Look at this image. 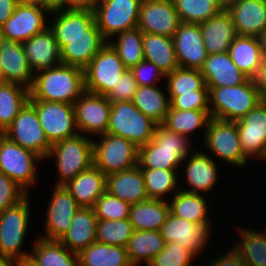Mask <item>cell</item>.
I'll use <instances>...</instances> for the list:
<instances>
[{
  "label": "cell",
  "instance_id": "cell-1",
  "mask_svg": "<svg viewBox=\"0 0 266 266\" xmlns=\"http://www.w3.org/2000/svg\"><path fill=\"white\" fill-rule=\"evenodd\" d=\"M85 92L84 70L71 65L58 66L38 71L34 75L29 100L48 102H74Z\"/></svg>",
  "mask_w": 266,
  "mask_h": 266
},
{
  "label": "cell",
  "instance_id": "cell-2",
  "mask_svg": "<svg viewBox=\"0 0 266 266\" xmlns=\"http://www.w3.org/2000/svg\"><path fill=\"white\" fill-rule=\"evenodd\" d=\"M187 137L157 125L153 139L138 148V166L141 169H177L188 157Z\"/></svg>",
  "mask_w": 266,
  "mask_h": 266
},
{
  "label": "cell",
  "instance_id": "cell-3",
  "mask_svg": "<svg viewBox=\"0 0 266 266\" xmlns=\"http://www.w3.org/2000/svg\"><path fill=\"white\" fill-rule=\"evenodd\" d=\"M210 116L212 118L233 121L247 115L258 103L260 95L255 79L249 78L237 86L208 87Z\"/></svg>",
  "mask_w": 266,
  "mask_h": 266
},
{
  "label": "cell",
  "instance_id": "cell-4",
  "mask_svg": "<svg viewBox=\"0 0 266 266\" xmlns=\"http://www.w3.org/2000/svg\"><path fill=\"white\" fill-rule=\"evenodd\" d=\"M157 125L132 101L111 102L106 133L121 136L140 148L153 139Z\"/></svg>",
  "mask_w": 266,
  "mask_h": 266
},
{
  "label": "cell",
  "instance_id": "cell-5",
  "mask_svg": "<svg viewBox=\"0 0 266 266\" xmlns=\"http://www.w3.org/2000/svg\"><path fill=\"white\" fill-rule=\"evenodd\" d=\"M92 140L78 133L52 144L47 159L55 156L61 178L55 186H64L77 174L93 165Z\"/></svg>",
  "mask_w": 266,
  "mask_h": 266
},
{
  "label": "cell",
  "instance_id": "cell-6",
  "mask_svg": "<svg viewBox=\"0 0 266 266\" xmlns=\"http://www.w3.org/2000/svg\"><path fill=\"white\" fill-rule=\"evenodd\" d=\"M100 142H93V165L104 175L128 170L138 165V147L114 134H101Z\"/></svg>",
  "mask_w": 266,
  "mask_h": 266
},
{
  "label": "cell",
  "instance_id": "cell-7",
  "mask_svg": "<svg viewBox=\"0 0 266 266\" xmlns=\"http://www.w3.org/2000/svg\"><path fill=\"white\" fill-rule=\"evenodd\" d=\"M142 0H97L94 7L95 23L104 39L138 26Z\"/></svg>",
  "mask_w": 266,
  "mask_h": 266
},
{
  "label": "cell",
  "instance_id": "cell-8",
  "mask_svg": "<svg viewBox=\"0 0 266 266\" xmlns=\"http://www.w3.org/2000/svg\"><path fill=\"white\" fill-rule=\"evenodd\" d=\"M127 68L107 42L84 69L85 91L107 95Z\"/></svg>",
  "mask_w": 266,
  "mask_h": 266
},
{
  "label": "cell",
  "instance_id": "cell-9",
  "mask_svg": "<svg viewBox=\"0 0 266 266\" xmlns=\"http://www.w3.org/2000/svg\"><path fill=\"white\" fill-rule=\"evenodd\" d=\"M42 158L0 134V171L20 186L28 195V189L35 183V163ZM37 161V162H35Z\"/></svg>",
  "mask_w": 266,
  "mask_h": 266
},
{
  "label": "cell",
  "instance_id": "cell-10",
  "mask_svg": "<svg viewBox=\"0 0 266 266\" xmlns=\"http://www.w3.org/2000/svg\"><path fill=\"white\" fill-rule=\"evenodd\" d=\"M28 201L27 195L17 205L0 211V256L21 260L30 255L20 251L29 225Z\"/></svg>",
  "mask_w": 266,
  "mask_h": 266
},
{
  "label": "cell",
  "instance_id": "cell-11",
  "mask_svg": "<svg viewBox=\"0 0 266 266\" xmlns=\"http://www.w3.org/2000/svg\"><path fill=\"white\" fill-rule=\"evenodd\" d=\"M204 131L205 145L216 157L237 167L247 163L236 122L211 117Z\"/></svg>",
  "mask_w": 266,
  "mask_h": 266
},
{
  "label": "cell",
  "instance_id": "cell-12",
  "mask_svg": "<svg viewBox=\"0 0 266 266\" xmlns=\"http://www.w3.org/2000/svg\"><path fill=\"white\" fill-rule=\"evenodd\" d=\"M2 134L42 159L47 158L52 146L39 123L35 108L29 102Z\"/></svg>",
  "mask_w": 266,
  "mask_h": 266
},
{
  "label": "cell",
  "instance_id": "cell-13",
  "mask_svg": "<svg viewBox=\"0 0 266 266\" xmlns=\"http://www.w3.org/2000/svg\"><path fill=\"white\" fill-rule=\"evenodd\" d=\"M29 103L35 108L39 123L51 144L78 134L72 104L44 100H29Z\"/></svg>",
  "mask_w": 266,
  "mask_h": 266
},
{
  "label": "cell",
  "instance_id": "cell-14",
  "mask_svg": "<svg viewBox=\"0 0 266 266\" xmlns=\"http://www.w3.org/2000/svg\"><path fill=\"white\" fill-rule=\"evenodd\" d=\"M73 107L78 133L79 131L93 135L106 133L111 111V101L106 95L85 91L74 102Z\"/></svg>",
  "mask_w": 266,
  "mask_h": 266
},
{
  "label": "cell",
  "instance_id": "cell-15",
  "mask_svg": "<svg viewBox=\"0 0 266 266\" xmlns=\"http://www.w3.org/2000/svg\"><path fill=\"white\" fill-rule=\"evenodd\" d=\"M180 19L172 0H142L138 28L142 32L173 37Z\"/></svg>",
  "mask_w": 266,
  "mask_h": 266
},
{
  "label": "cell",
  "instance_id": "cell-16",
  "mask_svg": "<svg viewBox=\"0 0 266 266\" xmlns=\"http://www.w3.org/2000/svg\"><path fill=\"white\" fill-rule=\"evenodd\" d=\"M243 153L247 158L266 159V102L260 101L236 121Z\"/></svg>",
  "mask_w": 266,
  "mask_h": 266
},
{
  "label": "cell",
  "instance_id": "cell-17",
  "mask_svg": "<svg viewBox=\"0 0 266 266\" xmlns=\"http://www.w3.org/2000/svg\"><path fill=\"white\" fill-rule=\"evenodd\" d=\"M210 225L195 224L194 222L169 214L161 226L160 233L166 243L176 242L194 256L206 246Z\"/></svg>",
  "mask_w": 266,
  "mask_h": 266
},
{
  "label": "cell",
  "instance_id": "cell-18",
  "mask_svg": "<svg viewBox=\"0 0 266 266\" xmlns=\"http://www.w3.org/2000/svg\"><path fill=\"white\" fill-rule=\"evenodd\" d=\"M174 48L179 66L201 70L207 59L199 24L180 23L173 35Z\"/></svg>",
  "mask_w": 266,
  "mask_h": 266
},
{
  "label": "cell",
  "instance_id": "cell-19",
  "mask_svg": "<svg viewBox=\"0 0 266 266\" xmlns=\"http://www.w3.org/2000/svg\"><path fill=\"white\" fill-rule=\"evenodd\" d=\"M55 39L61 49L62 64L83 70L107 43L95 22L89 27V37Z\"/></svg>",
  "mask_w": 266,
  "mask_h": 266
},
{
  "label": "cell",
  "instance_id": "cell-20",
  "mask_svg": "<svg viewBox=\"0 0 266 266\" xmlns=\"http://www.w3.org/2000/svg\"><path fill=\"white\" fill-rule=\"evenodd\" d=\"M46 13L50 14L42 7L18 3L12 16L2 26L5 38L22 43L43 32L47 28Z\"/></svg>",
  "mask_w": 266,
  "mask_h": 266
},
{
  "label": "cell",
  "instance_id": "cell-21",
  "mask_svg": "<svg viewBox=\"0 0 266 266\" xmlns=\"http://www.w3.org/2000/svg\"><path fill=\"white\" fill-rule=\"evenodd\" d=\"M47 208L43 238L59 240L68 230L80 206L64 186H55Z\"/></svg>",
  "mask_w": 266,
  "mask_h": 266
},
{
  "label": "cell",
  "instance_id": "cell-22",
  "mask_svg": "<svg viewBox=\"0 0 266 266\" xmlns=\"http://www.w3.org/2000/svg\"><path fill=\"white\" fill-rule=\"evenodd\" d=\"M21 44L27 57V63L34 75L38 71L62 63L61 49L49 26L43 32L35 34Z\"/></svg>",
  "mask_w": 266,
  "mask_h": 266
},
{
  "label": "cell",
  "instance_id": "cell-23",
  "mask_svg": "<svg viewBox=\"0 0 266 266\" xmlns=\"http://www.w3.org/2000/svg\"><path fill=\"white\" fill-rule=\"evenodd\" d=\"M226 10L238 36L258 37L266 31V0H237Z\"/></svg>",
  "mask_w": 266,
  "mask_h": 266
},
{
  "label": "cell",
  "instance_id": "cell-24",
  "mask_svg": "<svg viewBox=\"0 0 266 266\" xmlns=\"http://www.w3.org/2000/svg\"><path fill=\"white\" fill-rule=\"evenodd\" d=\"M0 70L4 82L17 83L28 89L33 85L34 75L20 42L5 39L1 44Z\"/></svg>",
  "mask_w": 266,
  "mask_h": 266
},
{
  "label": "cell",
  "instance_id": "cell-25",
  "mask_svg": "<svg viewBox=\"0 0 266 266\" xmlns=\"http://www.w3.org/2000/svg\"><path fill=\"white\" fill-rule=\"evenodd\" d=\"M207 54L228 52L238 36L230 13L223 9L216 16L199 24Z\"/></svg>",
  "mask_w": 266,
  "mask_h": 266
},
{
  "label": "cell",
  "instance_id": "cell-26",
  "mask_svg": "<svg viewBox=\"0 0 266 266\" xmlns=\"http://www.w3.org/2000/svg\"><path fill=\"white\" fill-rule=\"evenodd\" d=\"M106 191L130 205L149 199L144 176L138 165L128 170L108 174Z\"/></svg>",
  "mask_w": 266,
  "mask_h": 266
},
{
  "label": "cell",
  "instance_id": "cell-27",
  "mask_svg": "<svg viewBox=\"0 0 266 266\" xmlns=\"http://www.w3.org/2000/svg\"><path fill=\"white\" fill-rule=\"evenodd\" d=\"M201 74L207 87L237 86L249 79L233 63L229 52L208 55Z\"/></svg>",
  "mask_w": 266,
  "mask_h": 266
},
{
  "label": "cell",
  "instance_id": "cell-28",
  "mask_svg": "<svg viewBox=\"0 0 266 266\" xmlns=\"http://www.w3.org/2000/svg\"><path fill=\"white\" fill-rule=\"evenodd\" d=\"M97 217L93 208L80 207L71 220L68 230L59 241L70 251L79 253L97 241Z\"/></svg>",
  "mask_w": 266,
  "mask_h": 266
},
{
  "label": "cell",
  "instance_id": "cell-29",
  "mask_svg": "<svg viewBox=\"0 0 266 266\" xmlns=\"http://www.w3.org/2000/svg\"><path fill=\"white\" fill-rule=\"evenodd\" d=\"M64 187L80 207L93 208L97 199L106 191V175L92 165L77 174Z\"/></svg>",
  "mask_w": 266,
  "mask_h": 266
},
{
  "label": "cell",
  "instance_id": "cell-30",
  "mask_svg": "<svg viewBox=\"0 0 266 266\" xmlns=\"http://www.w3.org/2000/svg\"><path fill=\"white\" fill-rule=\"evenodd\" d=\"M170 214L168 201L158 199H147L131 205L129 221L134 230L160 231Z\"/></svg>",
  "mask_w": 266,
  "mask_h": 266
},
{
  "label": "cell",
  "instance_id": "cell-31",
  "mask_svg": "<svg viewBox=\"0 0 266 266\" xmlns=\"http://www.w3.org/2000/svg\"><path fill=\"white\" fill-rule=\"evenodd\" d=\"M144 59L155 64L166 75L180 67L173 37L143 32Z\"/></svg>",
  "mask_w": 266,
  "mask_h": 266
},
{
  "label": "cell",
  "instance_id": "cell-32",
  "mask_svg": "<svg viewBox=\"0 0 266 266\" xmlns=\"http://www.w3.org/2000/svg\"><path fill=\"white\" fill-rule=\"evenodd\" d=\"M51 14L56 15L49 27L55 38L89 37V27L95 22L92 10H61Z\"/></svg>",
  "mask_w": 266,
  "mask_h": 266
},
{
  "label": "cell",
  "instance_id": "cell-33",
  "mask_svg": "<svg viewBox=\"0 0 266 266\" xmlns=\"http://www.w3.org/2000/svg\"><path fill=\"white\" fill-rule=\"evenodd\" d=\"M233 63L249 78L255 79L263 64L256 36H237L229 48Z\"/></svg>",
  "mask_w": 266,
  "mask_h": 266
},
{
  "label": "cell",
  "instance_id": "cell-34",
  "mask_svg": "<svg viewBox=\"0 0 266 266\" xmlns=\"http://www.w3.org/2000/svg\"><path fill=\"white\" fill-rule=\"evenodd\" d=\"M186 170V181L192 186L188 190H183L190 193L208 192L216 184L217 169L215 160L213 161L206 153L195 151L188 157ZM190 189V190H189ZM200 191V192H199ZM202 191V192H201Z\"/></svg>",
  "mask_w": 266,
  "mask_h": 266
},
{
  "label": "cell",
  "instance_id": "cell-35",
  "mask_svg": "<svg viewBox=\"0 0 266 266\" xmlns=\"http://www.w3.org/2000/svg\"><path fill=\"white\" fill-rule=\"evenodd\" d=\"M166 242L160 231L134 230L126 246L129 261L136 266L141 261L148 265L151 260L163 251Z\"/></svg>",
  "mask_w": 266,
  "mask_h": 266
},
{
  "label": "cell",
  "instance_id": "cell-36",
  "mask_svg": "<svg viewBox=\"0 0 266 266\" xmlns=\"http://www.w3.org/2000/svg\"><path fill=\"white\" fill-rule=\"evenodd\" d=\"M79 266H132L126 247L94 242L78 254Z\"/></svg>",
  "mask_w": 266,
  "mask_h": 266
},
{
  "label": "cell",
  "instance_id": "cell-37",
  "mask_svg": "<svg viewBox=\"0 0 266 266\" xmlns=\"http://www.w3.org/2000/svg\"><path fill=\"white\" fill-rule=\"evenodd\" d=\"M38 238L30 257L40 266H79L78 255L59 240Z\"/></svg>",
  "mask_w": 266,
  "mask_h": 266
},
{
  "label": "cell",
  "instance_id": "cell-38",
  "mask_svg": "<svg viewBox=\"0 0 266 266\" xmlns=\"http://www.w3.org/2000/svg\"><path fill=\"white\" fill-rule=\"evenodd\" d=\"M30 89L17 84H0V133L2 134L29 102Z\"/></svg>",
  "mask_w": 266,
  "mask_h": 266
},
{
  "label": "cell",
  "instance_id": "cell-39",
  "mask_svg": "<svg viewBox=\"0 0 266 266\" xmlns=\"http://www.w3.org/2000/svg\"><path fill=\"white\" fill-rule=\"evenodd\" d=\"M156 86H138L133 96V104L158 125L164 123L170 108V100Z\"/></svg>",
  "mask_w": 266,
  "mask_h": 266
},
{
  "label": "cell",
  "instance_id": "cell-40",
  "mask_svg": "<svg viewBox=\"0 0 266 266\" xmlns=\"http://www.w3.org/2000/svg\"><path fill=\"white\" fill-rule=\"evenodd\" d=\"M170 213L176 217L194 222L195 224L209 225L206 209V199L197 193L178 190L171 198Z\"/></svg>",
  "mask_w": 266,
  "mask_h": 266
},
{
  "label": "cell",
  "instance_id": "cell-41",
  "mask_svg": "<svg viewBox=\"0 0 266 266\" xmlns=\"http://www.w3.org/2000/svg\"><path fill=\"white\" fill-rule=\"evenodd\" d=\"M210 118V110H179L170 107L162 125L169 131L188 137L189 133H194L198 128H206Z\"/></svg>",
  "mask_w": 266,
  "mask_h": 266
},
{
  "label": "cell",
  "instance_id": "cell-42",
  "mask_svg": "<svg viewBox=\"0 0 266 266\" xmlns=\"http://www.w3.org/2000/svg\"><path fill=\"white\" fill-rule=\"evenodd\" d=\"M117 41L109 40L108 43L118 53L119 58L127 69L144 60L143 32L138 28L130 29L116 35Z\"/></svg>",
  "mask_w": 266,
  "mask_h": 266
},
{
  "label": "cell",
  "instance_id": "cell-43",
  "mask_svg": "<svg viewBox=\"0 0 266 266\" xmlns=\"http://www.w3.org/2000/svg\"><path fill=\"white\" fill-rule=\"evenodd\" d=\"M180 22L200 24L224 8L217 0H172Z\"/></svg>",
  "mask_w": 266,
  "mask_h": 266
},
{
  "label": "cell",
  "instance_id": "cell-44",
  "mask_svg": "<svg viewBox=\"0 0 266 266\" xmlns=\"http://www.w3.org/2000/svg\"><path fill=\"white\" fill-rule=\"evenodd\" d=\"M241 233V241L235 249L247 266H266V232L250 231L237 228Z\"/></svg>",
  "mask_w": 266,
  "mask_h": 266
},
{
  "label": "cell",
  "instance_id": "cell-45",
  "mask_svg": "<svg viewBox=\"0 0 266 266\" xmlns=\"http://www.w3.org/2000/svg\"><path fill=\"white\" fill-rule=\"evenodd\" d=\"M168 96L196 94V90H209L201 70L178 67L166 74Z\"/></svg>",
  "mask_w": 266,
  "mask_h": 266
},
{
  "label": "cell",
  "instance_id": "cell-46",
  "mask_svg": "<svg viewBox=\"0 0 266 266\" xmlns=\"http://www.w3.org/2000/svg\"><path fill=\"white\" fill-rule=\"evenodd\" d=\"M145 188L149 199L164 200L162 196L174 190L177 186L176 169H141ZM176 190V192H175Z\"/></svg>",
  "mask_w": 266,
  "mask_h": 266
},
{
  "label": "cell",
  "instance_id": "cell-47",
  "mask_svg": "<svg viewBox=\"0 0 266 266\" xmlns=\"http://www.w3.org/2000/svg\"><path fill=\"white\" fill-rule=\"evenodd\" d=\"M133 232L129 219L98 220L96 225L97 242L112 246L126 247Z\"/></svg>",
  "mask_w": 266,
  "mask_h": 266
},
{
  "label": "cell",
  "instance_id": "cell-48",
  "mask_svg": "<svg viewBox=\"0 0 266 266\" xmlns=\"http://www.w3.org/2000/svg\"><path fill=\"white\" fill-rule=\"evenodd\" d=\"M131 205L105 191L93 206L98 220L129 219Z\"/></svg>",
  "mask_w": 266,
  "mask_h": 266
},
{
  "label": "cell",
  "instance_id": "cell-49",
  "mask_svg": "<svg viewBox=\"0 0 266 266\" xmlns=\"http://www.w3.org/2000/svg\"><path fill=\"white\" fill-rule=\"evenodd\" d=\"M194 255L176 242L166 243L163 251L147 266H190Z\"/></svg>",
  "mask_w": 266,
  "mask_h": 266
},
{
  "label": "cell",
  "instance_id": "cell-50",
  "mask_svg": "<svg viewBox=\"0 0 266 266\" xmlns=\"http://www.w3.org/2000/svg\"><path fill=\"white\" fill-rule=\"evenodd\" d=\"M170 107L179 110H209V90H196V94L169 96Z\"/></svg>",
  "mask_w": 266,
  "mask_h": 266
},
{
  "label": "cell",
  "instance_id": "cell-51",
  "mask_svg": "<svg viewBox=\"0 0 266 266\" xmlns=\"http://www.w3.org/2000/svg\"><path fill=\"white\" fill-rule=\"evenodd\" d=\"M27 195L20 186L0 171V211L17 205Z\"/></svg>",
  "mask_w": 266,
  "mask_h": 266
},
{
  "label": "cell",
  "instance_id": "cell-52",
  "mask_svg": "<svg viewBox=\"0 0 266 266\" xmlns=\"http://www.w3.org/2000/svg\"><path fill=\"white\" fill-rule=\"evenodd\" d=\"M137 87L133 72L126 69L106 97L111 102L132 101Z\"/></svg>",
  "mask_w": 266,
  "mask_h": 266
},
{
  "label": "cell",
  "instance_id": "cell-53",
  "mask_svg": "<svg viewBox=\"0 0 266 266\" xmlns=\"http://www.w3.org/2000/svg\"><path fill=\"white\" fill-rule=\"evenodd\" d=\"M131 71L134 74L138 86H156L157 81H160V77H166L163 71L155 64L145 59L133 66Z\"/></svg>",
  "mask_w": 266,
  "mask_h": 266
},
{
  "label": "cell",
  "instance_id": "cell-54",
  "mask_svg": "<svg viewBox=\"0 0 266 266\" xmlns=\"http://www.w3.org/2000/svg\"><path fill=\"white\" fill-rule=\"evenodd\" d=\"M208 266H247L239 252L233 247L226 255L215 259Z\"/></svg>",
  "mask_w": 266,
  "mask_h": 266
},
{
  "label": "cell",
  "instance_id": "cell-55",
  "mask_svg": "<svg viewBox=\"0 0 266 266\" xmlns=\"http://www.w3.org/2000/svg\"><path fill=\"white\" fill-rule=\"evenodd\" d=\"M18 0H0V27L12 16Z\"/></svg>",
  "mask_w": 266,
  "mask_h": 266
},
{
  "label": "cell",
  "instance_id": "cell-56",
  "mask_svg": "<svg viewBox=\"0 0 266 266\" xmlns=\"http://www.w3.org/2000/svg\"><path fill=\"white\" fill-rule=\"evenodd\" d=\"M97 0H64V10H94Z\"/></svg>",
  "mask_w": 266,
  "mask_h": 266
},
{
  "label": "cell",
  "instance_id": "cell-57",
  "mask_svg": "<svg viewBox=\"0 0 266 266\" xmlns=\"http://www.w3.org/2000/svg\"><path fill=\"white\" fill-rule=\"evenodd\" d=\"M255 81L261 101L266 102V62H263L262 66L260 67Z\"/></svg>",
  "mask_w": 266,
  "mask_h": 266
},
{
  "label": "cell",
  "instance_id": "cell-58",
  "mask_svg": "<svg viewBox=\"0 0 266 266\" xmlns=\"http://www.w3.org/2000/svg\"><path fill=\"white\" fill-rule=\"evenodd\" d=\"M45 9L49 13L64 10V0H45Z\"/></svg>",
  "mask_w": 266,
  "mask_h": 266
},
{
  "label": "cell",
  "instance_id": "cell-59",
  "mask_svg": "<svg viewBox=\"0 0 266 266\" xmlns=\"http://www.w3.org/2000/svg\"><path fill=\"white\" fill-rule=\"evenodd\" d=\"M257 38L260 44V50L263 62H266V31L261 35H259Z\"/></svg>",
  "mask_w": 266,
  "mask_h": 266
},
{
  "label": "cell",
  "instance_id": "cell-60",
  "mask_svg": "<svg viewBox=\"0 0 266 266\" xmlns=\"http://www.w3.org/2000/svg\"><path fill=\"white\" fill-rule=\"evenodd\" d=\"M14 265L19 266V260L6 256H0V266H14Z\"/></svg>",
  "mask_w": 266,
  "mask_h": 266
},
{
  "label": "cell",
  "instance_id": "cell-61",
  "mask_svg": "<svg viewBox=\"0 0 266 266\" xmlns=\"http://www.w3.org/2000/svg\"><path fill=\"white\" fill-rule=\"evenodd\" d=\"M18 2L25 5L39 6L45 9V0H18Z\"/></svg>",
  "mask_w": 266,
  "mask_h": 266
},
{
  "label": "cell",
  "instance_id": "cell-62",
  "mask_svg": "<svg viewBox=\"0 0 266 266\" xmlns=\"http://www.w3.org/2000/svg\"><path fill=\"white\" fill-rule=\"evenodd\" d=\"M19 266H40L30 256L19 260Z\"/></svg>",
  "mask_w": 266,
  "mask_h": 266
},
{
  "label": "cell",
  "instance_id": "cell-63",
  "mask_svg": "<svg viewBox=\"0 0 266 266\" xmlns=\"http://www.w3.org/2000/svg\"><path fill=\"white\" fill-rule=\"evenodd\" d=\"M224 9H226L230 4L234 3L237 0H217Z\"/></svg>",
  "mask_w": 266,
  "mask_h": 266
},
{
  "label": "cell",
  "instance_id": "cell-64",
  "mask_svg": "<svg viewBox=\"0 0 266 266\" xmlns=\"http://www.w3.org/2000/svg\"><path fill=\"white\" fill-rule=\"evenodd\" d=\"M5 39L6 38H5V35L3 33L2 27H0V46L4 42Z\"/></svg>",
  "mask_w": 266,
  "mask_h": 266
},
{
  "label": "cell",
  "instance_id": "cell-65",
  "mask_svg": "<svg viewBox=\"0 0 266 266\" xmlns=\"http://www.w3.org/2000/svg\"><path fill=\"white\" fill-rule=\"evenodd\" d=\"M1 83H4V78H3L2 73H1V70H0V84Z\"/></svg>",
  "mask_w": 266,
  "mask_h": 266
}]
</instances>
